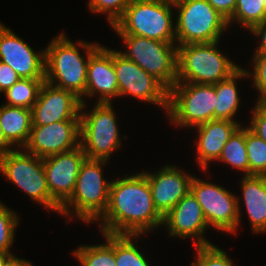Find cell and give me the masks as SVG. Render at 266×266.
Here are the masks:
<instances>
[{"instance_id": "1", "label": "cell", "mask_w": 266, "mask_h": 266, "mask_svg": "<svg viewBox=\"0 0 266 266\" xmlns=\"http://www.w3.org/2000/svg\"><path fill=\"white\" fill-rule=\"evenodd\" d=\"M100 218L99 229L107 234L142 236L163 226L142 172L111 181L108 206Z\"/></svg>"}, {"instance_id": "2", "label": "cell", "mask_w": 266, "mask_h": 266, "mask_svg": "<svg viewBox=\"0 0 266 266\" xmlns=\"http://www.w3.org/2000/svg\"><path fill=\"white\" fill-rule=\"evenodd\" d=\"M77 43L68 39L66 33H61L45 47V81L82 98L89 58L101 45L80 40ZM82 48L86 58L80 54Z\"/></svg>"}, {"instance_id": "3", "label": "cell", "mask_w": 266, "mask_h": 266, "mask_svg": "<svg viewBox=\"0 0 266 266\" xmlns=\"http://www.w3.org/2000/svg\"><path fill=\"white\" fill-rule=\"evenodd\" d=\"M107 162L104 159L84 160L71 197L60 207L61 215L72 219L74 211V217L85 223L100 219L109 202L111 181L105 180L102 168Z\"/></svg>"}, {"instance_id": "4", "label": "cell", "mask_w": 266, "mask_h": 266, "mask_svg": "<svg viewBox=\"0 0 266 266\" xmlns=\"http://www.w3.org/2000/svg\"><path fill=\"white\" fill-rule=\"evenodd\" d=\"M218 43L219 41L177 45L176 82L213 85L242 67L231 61L217 47Z\"/></svg>"}, {"instance_id": "5", "label": "cell", "mask_w": 266, "mask_h": 266, "mask_svg": "<svg viewBox=\"0 0 266 266\" xmlns=\"http://www.w3.org/2000/svg\"><path fill=\"white\" fill-rule=\"evenodd\" d=\"M174 4L163 0H133L111 26L117 34H131L162 42H176Z\"/></svg>"}, {"instance_id": "6", "label": "cell", "mask_w": 266, "mask_h": 266, "mask_svg": "<svg viewBox=\"0 0 266 266\" xmlns=\"http://www.w3.org/2000/svg\"><path fill=\"white\" fill-rule=\"evenodd\" d=\"M80 111V146L88 159L110 160L121 147L117 118L112 103H95L91 111Z\"/></svg>"}, {"instance_id": "7", "label": "cell", "mask_w": 266, "mask_h": 266, "mask_svg": "<svg viewBox=\"0 0 266 266\" xmlns=\"http://www.w3.org/2000/svg\"><path fill=\"white\" fill-rule=\"evenodd\" d=\"M174 8L178 11L174 22L177 45L217 42L229 28L228 21L207 0H181Z\"/></svg>"}, {"instance_id": "8", "label": "cell", "mask_w": 266, "mask_h": 266, "mask_svg": "<svg viewBox=\"0 0 266 266\" xmlns=\"http://www.w3.org/2000/svg\"><path fill=\"white\" fill-rule=\"evenodd\" d=\"M216 99L212 84L176 82L169 90L167 117L176 126L196 127L215 119Z\"/></svg>"}, {"instance_id": "9", "label": "cell", "mask_w": 266, "mask_h": 266, "mask_svg": "<svg viewBox=\"0 0 266 266\" xmlns=\"http://www.w3.org/2000/svg\"><path fill=\"white\" fill-rule=\"evenodd\" d=\"M127 51H119L170 90L177 80V44L131 34H117Z\"/></svg>"}, {"instance_id": "10", "label": "cell", "mask_w": 266, "mask_h": 266, "mask_svg": "<svg viewBox=\"0 0 266 266\" xmlns=\"http://www.w3.org/2000/svg\"><path fill=\"white\" fill-rule=\"evenodd\" d=\"M16 149L0 156L1 174L23 190L32 201L59 214L60 206L52 199L47 187L43 159L23 148Z\"/></svg>"}, {"instance_id": "11", "label": "cell", "mask_w": 266, "mask_h": 266, "mask_svg": "<svg viewBox=\"0 0 266 266\" xmlns=\"http://www.w3.org/2000/svg\"><path fill=\"white\" fill-rule=\"evenodd\" d=\"M190 191L202 207L208 226L215 230L236 234L241 212V198L224 187L193 176Z\"/></svg>"}, {"instance_id": "12", "label": "cell", "mask_w": 266, "mask_h": 266, "mask_svg": "<svg viewBox=\"0 0 266 266\" xmlns=\"http://www.w3.org/2000/svg\"><path fill=\"white\" fill-rule=\"evenodd\" d=\"M113 65L117 76L119 97L133 96L168 111L169 90L154 76L132 60L113 49Z\"/></svg>"}, {"instance_id": "13", "label": "cell", "mask_w": 266, "mask_h": 266, "mask_svg": "<svg viewBox=\"0 0 266 266\" xmlns=\"http://www.w3.org/2000/svg\"><path fill=\"white\" fill-rule=\"evenodd\" d=\"M80 146V120L58 121L43 126H32L24 150L46 158Z\"/></svg>"}, {"instance_id": "14", "label": "cell", "mask_w": 266, "mask_h": 266, "mask_svg": "<svg viewBox=\"0 0 266 266\" xmlns=\"http://www.w3.org/2000/svg\"><path fill=\"white\" fill-rule=\"evenodd\" d=\"M86 158L81 146L43 158L48 190L60 207L71 197L81 165Z\"/></svg>"}, {"instance_id": "15", "label": "cell", "mask_w": 266, "mask_h": 266, "mask_svg": "<svg viewBox=\"0 0 266 266\" xmlns=\"http://www.w3.org/2000/svg\"><path fill=\"white\" fill-rule=\"evenodd\" d=\"M81 106V98L75 93L44 81L37 101L31 109L32 126H43L65 120H80Z\"/></svg>"}, {"instance_id": "16", "label": "cell", "mask_w": 266, "mask_h": 266, "mask_svg": "<svg viewBox=\"0 0 266 266\" xmlns=\"http://www.w3.org/2000/svg\"><path fill=\"white\" fill-rule=\"evenodd\" d=\"M0 61L21 77L45 79V50L35 52L6 25L0 23Z\"/></svg>"}, {"instance_id": "17", "label": "cell", "mask_w": 266, "mask_h": 266, "mask_svg": "<svg viewBox=\"0 0 266 266\" xmlns=\"http://www.w3.org/2000/svg\"><path fill=\"white\" fill-rule=\"evenodd\" d=\"M171 237L190 238L194 245L212 244L205 236L208 229L202 207L196 197L189 191L166 215L163 226Z\"/></svg>"}, {"instance_id": "18", "label": "cell", "mask_w": 266, "mask_h": 266, "mask_svg": "<svg viewBox=\"0 0 266 266\" xmlns=\"http://www.w3.org/2000/svg\"><path fill=\"white\" fill-rule=\"evenodd\" d=\"M142 173L148 179L154 206L162 216L190 191V183L194 176L168 164L155 173L148 171Z\"/></svg>"}, {"instance_id": "19", "label": "cell", "mask_w": 266, "mask_h": 266, "mask_svg": "<svg viewBox=\"0 0 266 266\" xmlns=\"http://www.w3.org/2000/svg\"><path fill=\"white\" fill-rule=\"evenodd\" d=\"M98 95L97 103H112L113 98L119 97L117 76L113 65V50L100 46L89 58L84 100Z\"/></svg>"}, {"instance_id": "20", "label": "cell", "mask_w": 266, "mask_h": 266, "mask_svg": "<svg viewBox=\"0 0 266 266\" xmlns=\"http://www.w3.org/2000/svg\"><path fill=\"white\" fill-rule=\"evenodd\" d=\"M240 126L239 121L214 119L194 127L199 136L196 161L202 170L207 171L209 163L218 160L225 143Z\"/></svg>"}, {"instance_id": "21", "label": "cell", "mask_w": 266, "mask_h": 266, "mask_svg": "<svg viewBox=\"0 0 266 266\" xmlns=\"http://www.w3.org/2000/svg\"><path fill=\"white\" fill-rule=\"evenodd\" d=\"M241 191L252 232L266 233V176H243Z\"/></svg>"}, {"instance_id": "22", "label": "cell", "mask_w": 266, "mask_h": 266, "mask_svg": "<svg viewBox=\"0 0 266 266\" xmlns=\"http://www.w3.org/2000/svg\"><path fill=\"white\" fill-rule=\"evenodd\" d=\"M0 125L6 139L13 145L24 148L32 129V110L23 107L0 106Z\"/></svg>"}, {"instance_id": "23", "label": "cell", "mask_w": 266, "mask_h": 266, "mask_svg": "<svg viewBox=\"0 0 266 266\" xmlns=\"http://www.w3.org/2000/svg\"><path fill=\"white\" fill-rule=\"evenodd\" d=\"M248 78L246 69L239 68L228 78L213 84L217 94L215 105V119L236 121L234 116L240 106L239 90L236 80Z\"/></svg>"}, {"instance_id": "24", "label": "cell", "mask_w": 266, "mask_h": 266, "mask_svg": "<svg viewBox=\"0 0 266 266\" xmlns=\"http://www.w3.org/2000/svg\"><path fill=\"white\" fill-rule=\"evenodd\" d=\"M105 244L83 245L73 251L81 266H116L115 234L101 233Z\"/></svg>"}, {"instance_id": "25", "label": "cell", "mask_w": 266, "mask_h": 266, "mask_svg": "<svg viewBox=\"0 0 266 266\" xmlns=\"http://www.w3.org/2000/svg\"><path fill=\"white\" fill-rule=\"evenodd\" d=\"M249 175V162L246 150V126L239 127L225 143L217 160Z\"/></svg>"}, {"instance_id": "26", "label": "cell", "mask_w": 266, "mask_h": 266, "mask_svg": "<svg viewBox=\"0 0 266 266\" xmlns=\"http://www.w3.org/2000/svg\"><path fill=\"white\" fill-rule=\"evenodd\" d=\"M45 79L21 78L4 93L8 106L32 109Z\"/></svg>"}, {"instance_id": "27", "label": "cell", "mask_w": 266, "mask_h": 266, "mask_svg": "<svg viewBox=\"0 0 266 266\" xmlns=\"http://www.w3.org/2000/svg\"><path fill=\"white\" fill-rule=\"evenodd\" d=\"M140 235H115V261L116 266H150L145 253L135 245ZM136 239V240H135ZM134 240V241H133Z\"/></svg>"}, {"instance_id": "28", "label": "cell", "mask_w": 266, "mask_h": 266, "mask_svg": "<svg viewBox=\"0 0 266 266\" xmlns=\"http://www.w3.org/2000/svg\"><path fill=\"white\" fill-rule=\"evenodd\" d=\"M228 26L236 22L247 30L266 21L264 0H237L234 14L227 20Z\"/></svg>"}, {"instance_id": "29", "label": "cell", "mask_w": 266, "mask_h": 266, "mask_svg": "<svg viewBox=\"0 0 266 266\" xmlns=\"http://www.w3.org/2000/svg\"><path fill=\"white\" fill-rule=\"evenodd\" d=\"M246 150L249 175L266 176V142L246 127Z\"/></svg>"}, {"instance_id": "30", "label": "cell", "mask_w": 266, "mask_h": 266, "mask_svg": "<svg viewBox=\"0 0 266 266\" xmlns=\"http://www.w3.org/2000/svg\"><path fill=\"white\" fill-rule=\"evenodd\" d=\"M20 218L15 211L6 207L0 201V253L14 254L10 247L14 242L15 230L18 227Z\"/></svg>"}, {"instance_id": "31", "label": "cell", "mask_w": 266, "mask_h": 266, "mask_svg": "<svg viewBox=\"0 0 266 266\" xmlns=\"http://www.w3.org/2000/svg\"><path fill=\"white\" fill-rule=\"evenodd\" d=\"M196 260L191 266H235L225 251L214 244L196 245Z\"/></svg>"}, {"instance_id": "32", "label": "cell", "mask_w": 266, "mask_h": 266, "mask_svg": "<svg viewBox=\"0 0 266 266\" xmlns=\"http://www.w3.org/2000/svg\"><path fill=\"white\" fill-rule=\"evenodd\" d=\"M132 1L133 0H89L88 7L93 14H106L109 25L113 26Z\"/></svg>"}, {"instance_id": "33", "label": "cell", "mask_w": 266, "mask_h": 266, "mask_svg": "<svg viewBox=\"0 0 266 266\" xmlns=\"http://www.w3.org/2000/svg\"><path fill=\"white\" fill-rule=\"evenodd\" d=\"M253 69L252 74L248 69L247 75L250 79L252 77V84L254 89L258 91L259 95L257 102H266V52H255L252 56Z\"/></svg>"}, {"instance_id": "34", "label": "cell", "mask_w": 266, "mask_h": 266, "mask_svg": "<svg viewBox=\"0 0 266 266\" xmlns=\"http://www.w3.org/2000/svg\"><path fill=\"white\" fill-rule=\"evenodd\" d=\"M253 108L248 128L266 142V102H257Z\"/></svg>"}, {"instance_id": "35", "label": "cell", "mask_w": 266, "mask_h": 266, "mask_svg": "<svg viewBox=\"0 0 266 266\" xmlns=\"http://www.w3.org/2000/svg\"><path fill=\"white\" fill-rule=\"evenodd\" d=\"M20 79L13 68L0 61V93L5 92Z\"/></svg>"}, {"instance_id": "36", "label": "cell", "mask_w": 266, "mask_h": 266, "mask_svg": "<svg viewBox=\"0 0 266 266\" xmlns=\"http://www.w3.org/2000/svg\"><path fill=\"white\" fill-rule=\"evenodd\" d=\"M207 1L226 20H228L234 14L237 2V0H207Z\"/></svg>"}, {"instance_id": "37", "label": "cell", "mask_w": 266, "mask_h": 266, "mask_svg": "<svg viewBox=\"0 0 266 266\" xmlns=\"http://www.w3.org/2000/svg\"><path fill=\"white\" fill-rule=\"evenodd\" d=\"M251 34L261 39L259 46L255 52H266V21L255 25L251 30Z\"/></svg>"}, {"instance_id": "38", "label": "cell", "mask_w": 266, "mask_h": 266, "mask_svg": "<svg viewBox=\"0 0 266 266\" xmlns=\"http://www.w3.org/2000/svg\"><path fill=\"white\" fill-rule=\"evenodd\" d=\"M31 261H27L23 258H18L16 255H10L3 266H32Z\"/></svg>"}, {"instance_id": "39", "label": "cell", "mask_w": 266, "mask_h": 266, "mask_svg": "<svg viewBox=\"0 0 266 266\" xmlns=\"http://www.w3.org/2000/svg\"><path fill=\"white\" fill-rule=\"evenodd\" d=\"M13 145L6 139L3 129L0 125V156L14 150Z\"/></svg>"}, {"instance_id": "40", "label": "cell", "mask_w": 266, "mask_h": 266, "mask_svg": "<svg viewBox=\"0 0 266 266\" xmlns=\"http://www.w3.org/2000/svg\"><path fill=\"white\" fill-rule=\"evenodd\" d=\"M10 255H13V254H3V253H0V266H3L6 259L10 256Z\"/></svg>"}, {"instance_id": "41", "label": "cell", "mask_w": 266, "mask_h": 266, "mask_svg": "<svg viewBox=\"0 0 266 266\" xmlns=\"http://www.w3.org/2000/svg\"><path fill=\"white\" fill-rule=\"evenodd\" d=\"M163 1H166V2H170V3H176V2H178V1H181V0H163Z\"/></svg>"}, {"instance_id": "42", "label": "cell", "mask_w": 266, "mask_h": 266, "mask_svg": "<svg viewBox=\"0 0 266 266\" xmlns=\"http://www.w3.org/2000/svg\"><path fill=\"white\" fill-rule=\"evenodd\" d=\"M264 7H265V11H266V0H264Z\"/></svg>"}]
</instances>
